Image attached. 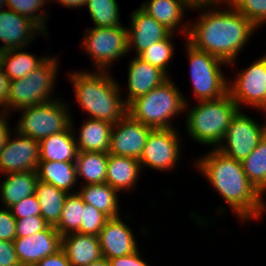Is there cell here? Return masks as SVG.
<instances>
[{
    "instance_id": "f546056e",
    "label": "cell",
    "mask_w": 266,
    "mask_h": 266,
    "mask_svg": "<svg viewBox=\"0 0 266 266\" xmlns=\"http://www.w3.org/2000/svg\"><path fill=\"white\" fill-rule=\"evenodd\" d=\"M34 194L39 201L41 216L49 226H56L68 195L54 185L38 180Z\"/></svg>"
},
{
    "instance_id": "4316f807",
    "label": "cell",
    "mask_w": 266,
    "mask_h": 266,
    "mask_svg": "<svg viewBox=\"0 0 266 266\" xmlns=\"http://www.w3.org/2000/svg\"><path fill=\"white\" fill-rule=\"evenodd\" d=\"M26 49L27 47L0 52V66L10 81L26 77L50 57V55L37 57L26 52Z\"/></svg>"
},
{
    "instance_id": "2e32d148",
    "label": "cell",
    "mask_w": 266,
    "mask_h": 266,
    "mask_svg": "<svg viewBox=\"0 0 266 266\" xmlns=\"http://www.w3.org/2000/svg\"><path fill=\"white\" fill-rule=\"evenodd\" d=\"M131 217L129 213L125 219L121 216L110 218L98 234L102 256L106 260L131 254L139 248L136 236L126 224V219L131 221Z\"/></svg>"
},
{
    "instance_id": "ffe728a7",
    "label": "cell",
    "mask_w": 266,
    "mask_h": 266,
    "mask_svg": "<svg viewBox=\"0 0 266 266\" xmlns=\"http://www.w3.org/2000/svg\"><path fill=\"white\" fill-rule=\"evenodd\" d=\"M128 62L127 97L124 98L127 106L136 98L147 94L150 90L161 85L169 77L159 68L143 61L138 56Z\"/></svg>"
},
{
    "instance_id": "44dd1931",
    "label": "cell",
    "mask_w": 266,
    "mask_h": 266,
    "mask_svg": "<svg viewBox=\"0 0 266 266\" xmlns=\"http://www.w3.org/2000/svg\"><path fill=\"white\" fill-rule=\"evenodd\" d=\"M73 121L72 117L71 128L74 132L78 151L108 153L113 124L87 118L84 119L81 127L77 130L78 133H75L76 127H74L75 123Z\"/></svg>"
},
{
    "instance_id": "681fc988",
    "label": "cell",
    "mask_w": 266,
    "mask_h": 266,
    "mask_svg": "<svg viewBox=\"0 0 266 266\" xmlns=\"http://www.w3.org/2000/svg\"><path fill=\"white\" fill-rule=\"evenodd\" d=\"M6 0H0V10L6 9Z\"/></svg>"
},
{
    "instance_id": "603a6c76",
    "label": "cell",
    "mask_w": 266,
    "mask_h": 266,
    "mask_svg": "<svg viewBox=\"0 0 266 266\" xmlns=\"http://www.w3.org/2000/svg\"><path fill=\"white\" fill-rule=\"evenodd\" d=\"M141 173L138 159L108 153L106 183L119 193L134 190Z\"/></svg>"
},
{
    "instance_id": "7bdbcfd3",
    "label": "cell",
    "mask_w": 266,
    "mask_h": 266,
    "mask_svg": "<svg viewBox=\"0 0 266 266\" xmlns=\"http://www.w3.org/2000/svg\"><path fill=\"white\" fill-rule=\"evenodd\" d=\"M35 266H71L64 250L61 248L56 253L40 260Z\"/></svg>"
},
{
    "instance_id": "b9f144b4",
    "label": "cell",
    "mask_w": 266,
    "mask_h": 266,
    "mask_svg": "<svg viewBox=\"0 0 266 266\" xmlns=\"http://www.w3.org/2000/svg\"><path fill=\"white\" fill-rule=\"evenodd\" d=\"M141 254L142 253H140V249L138 248L131 254L108 260L111 266H149L145 259L142 258Z\"/></svg>"
},
{
    "instance_id": "ba28073f",
    "label": "cell",
    "mask_w": 266,
    "mask_h": 266,
    "mask_svg": "<svg viewBox=\"0 0 266 266\" xmlns=\"http://www.w3.org/2000/svg\"><path fill=\"white\" fill-rule=\"evenodd\" d=\"M63 101L57 98L20 109L17 111L21 112L20 120L14 126L15 130L39 142L50 135L67 130L71 126L72 109L70 104Z\"/></svg>"
},
{
    "instance_id": "ab89813d",
    "label": "cell",
    "mask_w": 266,
    "mask_h": 266,
    "mask_svg": "<svg viewBox=\"0 0 266 266\" xmlns=\"http://www.w3.org/2000/svg\"><path fill=\"white\" fill-rule=\"evenodd\" d=\"M16 239V218L7 207L0 208V240L14 241Z\"/></svg>"
},
{
    "instance_id": "8d00e7d4",
    "label": "cell",
    "mask_w": 266,
    "mask_h": 266,
    "mask_svg": "<svg viewBox=\"0 0 266 266\" xmlns=\"http://www.w3.org/2000/svg\"><path fill=\"white\" fill-rule=\"evenodd\" d=\"M109 219L110 218L103 212L99 211L92 205L85 203L79 233L98 236Z\"/></svg>"
},
{
    "instance_id": "f6af8a7d",
    "label": "cell",
    "mask_w": 266,
    "mask_h": 266,
    "mask_svg": "<svg viewBox=\"0 0 266 266\" xmlns=\"http://www.w3.org/2000/svg\"><path fill=\"white\" fill-rule=\"evenodd\" d=\"M10 79L5 75L0 66V111L4 109L7 103Z\"/></svg>"
},
{
    "instance_id": "ee69618b",
    "label": "cell",
    "mask_w": 266,
    "mask_h": 266,
    "mask_svg": "<svg viewBox=\"0 0 266 266\" xmlns=\"http://www.w3.org/2000/svg\"><path fill=\"white\" fill-rule=\"evenodd\" d=\"M10 115V113L0 111V152L3 149L8 137L13 132V130L10 129V124L8 122Z\"/></svg>"
},
{
    "instance_id": "d6986e66",
    "label": "cell",
    "mask_w": 266,
    "mask_h": 266,
    "mask_svg": "<svg viewBox=\"0 0 266 266\" xmlns=\"http://www.w3.org/2000/svg\"><path fill=\"white\" fill-rule=\"evenodd\" d=\"M141 4L139 7L157 22L172 33H178L179 29V33L187 38L190 21L183 20L186 10H193L191 0H146Z\"/></svg>"
},
{
    "instance_id": "c3c4849f",
    "label": "cell",
    "mask_w": 266,
    "mask_h": 266,
    "mask_svg": "<svg viewBox=\"0 0 266 266\" xmlns=\"http://www.w3.org/2000/svg\"><path fill=\"white\" fill-rule=\"evenodd\" d=\"M87 266H111L109 260H106L105 258L99 260V261H96V262H93L92 264H89Z\"/></svg>"
},
{
    "instance_id": "7a4b0ae2",
    "label": "cell",
    "mask_w": 266,
    "mask_h": 266,
    "mask_svg": "<svg viewBox=\"0 0 266 266\" xmlns=\"http://www.w3.org/2000/svg\"><path fill=\"white\" fill-rule=\"evenodd\" d=\"M210 149L212 150L193 161L195 169L222 196L239 222L262 219L266 212L265 197L247 178L242 163L217 149Z\"/></svg>"
},
{
    "instance_id": "e575fe53",
    "label": "cell",
    "mask_w": 266,
    "mask_h": 266,
    "mask_svg": "<svg viewBox=\"0 0 266 266\" xmlns=\"http://www.w3.org/2000/svg\"><path fill=\"white\" fill-rule=\"evenodd\" d=\"M50 0H6V5L8 9L15 11L19 15L28 17L33 22H35L46 34L47 31V21L49 10L45 9L43 12L40 10L45 6V4H49ZM39 11V12H38ZM45 11V12H44Z\"/></svg>"
},
{
    "instance_id": "ac0fdd59",
    "label": "cell",
    "mask_w": 266,
    "mask_h": 266,
    "mask_svg": "<svg viewBox=\"0 0 266 266\" xmlns=\"http://www.w3.org/2000/svg\"><path fill=\"white\" fill-rule=\"evenodd\" d=\"M130 27L127 26L128 52L135 50V56L165 39L171 31L149 16L140 7L131 13Z\"/></svg>"
},
{
    "instance_id": "7c38bea8",
    "label": "cell",
    "mask_w": 266,
    "mask_h": 266,
    "mask_svg": "<svg viewBox=\"0 0 266 266\" xmlns=\"http://www.w3.org/2000/svg\"><path fill=\"white\" fill-rule=\"evenodd\" d=\"M229 81L228 92L242 110L249 106L266 114V71L264 55L251 62L249 66L237 71ZM231 82V83H230ZM244 105V106H243Z\"/></svg>"
},
{
    "instance_id": "f35d334b",
    "label": "cell",
    "mask_w": 266,
    "mask_h": 266,
    "mask_svg": "<svg viewBox=\"0 0 266 266\" xmlns=\"http://www.w3.org/2000/svg\"><path fill=\"white\" fill-rule=\"evenodd\" d=\"M16 219L41 216V208L35 194L25 197L9 208Z\"/></svg>"
},
{
    "instance_id": "8fae6325",
    "label": "cell",
    "mask_w": 266,
    "mask_h": 266,
    "mask_svg": "<svg viewBox=\"0 0 266 266\" xmlns=\"http://www.w3.org/2000/svg\"><path fill=\"white\" fill-rule=\"evenodd\" d=\"M178 128L153 129L139 159L141 170L152 168L160 172H172L181 160L182 138ZM181 151V152H180Z\"/></svg>"
},
{
    "instance_id": "cb8c5ba5",
    "label": "cell",
    "mask_w": 266,
    "mask_h": 266,
    "mask_svg": "<svg viewBox=\"0 0 266 266\" xmlns=\"http://www.w3.org/2000/svg\"><path fill=\"white\" fill-rule=\"evenodd\" d=\"M0 182V202L2 207L10 208L25 197L34 194L38 177L36 171L3 174Z\"/></svg>"
},
{
    "instance_id": "4fadbf2b",
    "label": "cell",
    "mask_w": 266,
    "mask_h": 266,
    "mask_svg": "<svg viewBox=\"0 0 266 266\" xmlns=\"http://www.w3.org/2000/svg\"><path fill=\"white\" fill-rule=\"evenodd\" d=\"M12 129L0 152V177L6 173L36 171L40 161L39 141Z\"/></svg>"
},
{
    "instance_id": "8992f818",
    "label": "cell",
    "mask_w": 266,
    "mask_h": 266,
    "mask_svg": "<svg viewBox=\"0 0 266 266\" xmlns=\"http://www.w3.org/2000/svg\"><path fill=\"white\" fill-rule=\"evenodd\" d=\"M58 64H60L59 58L51 55L26 77L11 80L7 103L2 111L13 114L14 111L57 99L53 94H55V79L59 76Z\"/></svg>"
},
{
    "instance_id": "7dc6e473",
    "label": "cell",
    "mask_w": 266,
    "mask_h": 266,
    "mask_svg": "<svg viewBox=\"0 0 266 266\" xmlns=\"http://www.w3.org/2000/svg\"><path fill=\"white\" fill-rule=\"evenodd\" d=\"M234 0H191L193 6L196 5H232Z\"/></svg>"
},
{
    "instance_id": "30bf717a",
    "label": "cell",
    "mask_w": 266,
    "mask_h": 266,
    "mask_svg": "<svg viewBox=\"0 0 266 266\" xmlns=\"http://www.w3.org/2000/svg\"><path fill=\"white\" fill-rule=\"evenodd\" d=\"M238 110L233 116L223 141L216 148L222 154L242 162L266 134V121L259 123Z\"/></svg>"
},
{
    "instance_id": "4dcf8cb0",
    "label": "cell",
    "mask_w": 266,
    "mask_h": 266,
    "mask_svg": "<svg viewBox=\"0 0 266 266\" xmlns=\"http://www.w3.org/2000/svg\"><path fill=\"white\" fill-rule=\"evenodd\" d=\"M243 171L254 187L266 195V134L242 162Z\"/></svg>"
},
{
    "instance_id": "1f68e13d",
    "label": "cell",
    "mask_w": 266,
    "mask_h": 266,
    "mask_svg": "<svg viewBox=\"0 0 266 266\" xmlns=\"http://www.w3.org/2000/svg\"><path fill=\"white\" fill-rule=\"evenodd\" d=\"M84 205L85 203L78 192L67 195L59 222L55 226L61 236L69 233H79Z\"/></svg>"
},
{
    "instance_id": "f907efd6",
    "label": "cell",
    "mask_w": 266,
    "mask_h": 266,
    "mask_svg": "<svg viewBox=\"0 0 266 266\" xmlns=\"http://www.w3.org/2000/svg\"><path fill=\"white\" fill-rule=\"evenodd\" d=\"M264 67H265V71H266V53L264 54Z\"/></svg>"
},
{
    "instance_id": "277c9868",
    "label": "cell",
    "mask_w": 266,
    "mask_h": 266,
    "mask_svg": "<svg viewBox=\"0 0 266 266\" xmlns=\"http://www.w3.org/2000/svg\"><path fill=\"white\" fill-rule=\"evenodd\" d=\"M189 102L185 103L186 133L200 145L216 149L239 110L238 105L229 92L218 99L197 101L191 108Z\"/></svg>"
},
{
    "instance_id": "5bb4252c",
    "label": "cell",
    "mask_w": 266,
    "mask_h": 266,
    "mask_svg": "<svg viewBox=\"0 0 266 266\" xmlns=\"http://www.w3.org/2000/svg\"><path fill=\"white\" fill-rule=\"evenodd\" d=\"M152 130L127 113L120 121L113 124L108 153L139 160Z\"/></svg>"
},
{
    "instance_id": "484cf974",
    "label": "cell",
    "mask_w": 266,
    "mask_h": 266,
    "mask_svg": "<svg viewBox=\"0 0 266 266\" xmlns=\"http://www.w3.org/2000/svg\"><path fill=\"white\" fill-rule=\"evenodd\" d=\"M36 173L40 181L54 185L68 194L75 193L73 189L80 184L77 181L75 162L39 161Z\"/></svg>"
},
{
    "instance_id": "7402d4cb",
    "label": "cell",
    "mask_w": 266,
    "mask_h": 266,
    "mask_svg": "<svg viewBox=\"0 0 266 266\" xmlns=\"http://www.w3.org/2000/svg\"><path fill=\"white\" fill-rule=\"evenodd\" d=\"M62 249L71 266H87L103 259L96 235L69 233L62 236Z\"/></svg>"
},
{
    "instance_id": "9c48e42d",
    "label": "cell",
    "mask_w": 266,
    "mask_h": 266,
    "mask_svg": "<svg viewBox=\"0 0 266 266\" xmlns=\"http://www.w3.org/2000/svg\"><path fill=\"white\" fill-rule=\"evenodd\" d=\"M81 44L85 53L89 55L95 71H111L113 62L120 61L129 54L127 28L92 27L85 31Z\"/></svg>"
},
{
    "instance_id": "3957f363",
    "label": "cell",
    "mask_w": 266,
    "mask_h": 266,
    "mask_svg": "<svg viewBox=\"0 0 266 266\" xmlns=\"http://www.w3.org/2000/svg\"><path fill=\"white\" fill-rule=\"evenodd\" d=\"M112 75L109 71L86 69L69 72L74 97L88 118L115 124L127 114L121 85Z\"/></svg>"
},
{
    "instance_id": "5b68a950",
    "label": "cell",
    "mask_w": 266,
    "mask_h": 266,
    "mask_svg": "<svg viewBox=\"0 0 266 266\" xmlns=\"http://www.w3.org/2000/svg\"><path fill=\"white\" fill-rule=\"evenodd\" d=\"M186 100L188 99L184 97L172 77H169L147 94L134 99L127 106V113L134 120L152 129L176 128L171 122L185 112Z\"/></svg>"
},
{
    "instance_id": "52a82bcc",
    "label": "cell",
    "mask_w": 266,
    "mask_h": 266,
    "mask_svg": "<svg viewBox=\"0 0 266 266\" xmlns=\"http://www.w3.org/2000/svg\"><path fill=\"white\" fill-rule=\"evenodd\" d=\"M185 49L195 100H214L227 94L230 78L225 77L222 67H229V64L214 55L195 49L187 41Z\"/></svg>"
},
{
    "instance_id": "83f0119b",
    "label": "cell",
    "mask_w": 266,
    "mask_h": 266,
    "mask_svg": "<svg viewBox=\"0 0 266 266\" xmlns=\"http://www.w3.org/2000/svg\"><path fill=\"white\" fill-rule=\"evenodd\" d=\"M76 190L84 203H88L99 211L103 212L109 218L121 216L119 205V192L113 189L109 184H91L82 185Z\"/></svg>"
},
{
    "instance_id": "bcb514c9",
    "label": "cell",
    "mask_w": 266,
    "mask_h": 266,
    "mask_svg": "<svg viewBox=\"0 0 266 266\" xmlns=\"http://www.w3.org/2000/svg\"><path fill=\"white\" fill-rule=\"evenodd\" d=\"M88 0H50V2H57L61 5V7L69 8V9H80L86 5ZM79 7V8H78Z\"/></svg>"
},
{
    "instance_id": "e0dca14e",
    "label": "cell",
    "mask_w": 266,
    "mask_h": 266,
    "mask_svg": "<svg viewBox=\"0 0 266 266\" xmlns=\"http://www.w3.org/2000/svg\"><path fill=\"white\" fill-rule=\"evenodd\" d=\"M13 242L21 266H35L62 248V236L54 226L30 236L16 238Z\"/></svg>"
},
{
    "instance_id": "d590c367",
    "label": "cell",
    "mask_w": 266,
    "mask_h": 266,
    "mask_svg": "<svg viewBox=\"0 0 266 266\" xmlns=\"http://www.w3.org/2000/svg\"><path fill=\"white\" fill-rule=\"evenodd\" d=\"M232 6L257 28L266 24V0H234Z\"/></svg>"
},
{
    "instance_id": "60d3db41",
    "label": "cell",
    "mask_w": 266,
    "mask_h": 266,
    "mask_svg": "<svg viewBox=\"0 0 266 266\" xmlns=\"http://www.w3.org/2000/svg\"><path fill=\"white\" fill-rule=\"evenodd\" d=\"M0 266H21L13 241L0 240Z\"/></svg>"
},
{
    "instance_id": "6da1fadb",
    "label": "cell",
    "mask_w": 266,
    "mask_h": 266,
    "mask_svg": "<svg viewBox=\"0 0 266 266\" xmlns=\"http://www.w3.org/2000/svg\"><path fill=\"white\" fill-rule=\"evenodd\" d=\"M192 9L203 12H199L198 18L189 23L185 40L195 49L234 66L258 28L232 5H196Z\"/></svg>"
},
{
    "instance_id": "836d02e7",
    "label": "cell",
    "mask_w": 266,
    "mask_h": 266,
    "mask_svg": "<svg viewBox=\"0 0 266 266\" xmlns=\"http://www.w3.org/2000/svg\"><path fill=\"white\" fill-rule=\"evenodd\" d=\"M177 33H170L165 39L154 43L141 52L138 57L162 70L168 77L169 63L174 57L175 44L173 39Z\"/></svg>"
},
{
    "instance_id": "f1b7e54d",
    "label": "cell",
    "mask_w": 266,
    "mask_h": 266,
    "mask_svg": "<svg viewBox=\"0 0 266 266\" xmlns=\"http://www.w3.org/2000/svg\"><path fill=\"white\" fill-rule=\"evenodd\" d=\"M77 181L83 178L82 185L106 182L108 153L78 151L76 158Z\"/></svg>"
},
{
    "instance_id": "d4e9b609",
    "label": "cell",
    "mask_w": 266,
    "mask_h": 266,
    "mask_svg": "<svg viewBox=\"0 0 266 266\" xmlns=\"http://www.w3.org/2000/svg\"><path fill=\"white\" fill-rule=\"evenodd\" d=\"M39 151L40 161L75 162L78 149L71 126L42 139L39 142Z\"/></svg>"
},
{
    "instance_id": "d6a6232c",
    "label": "cell",
    "mask_w": 266,
    "mask_h": 266,
    "mask_svg": "<svg viewBox=\"0 0 266 266\" xmlns=\"http://www.w3.org/2000/svg\"><path fill=\"white\" fill-rule=\"evenodd\" d=\"M87 7L94 27L124 26L120 20L117 0H88Z\"/></svg>"
},
{
    "instance_id": "9a60e30c",
    "label": "cell",
    "mask_w": 266,
    "mask_h": 266,
    "mask_svg": "<svg viewBox=\"0 0 266 266\" xmlns=\"http://www.w3.org/2000/svg\"><path fill=\"white\" fill-rule=\"evenodd\" d=\"M38 36H49L28 17L11 9L0 10V52L31 46Z\"/></svg>"
},
{
    "instance_id": "74e56055",
    "label": "cell",
    "mask_w": 266,
    "mask_h": 266,
    "mask_svg": "<svg viewBox=\"0 0 266 266\" xmlns=\"http://www.w3.org/2000/svg\"><path fill=\"white\" fill-rule=\"evenodd\" d=\"M48 223L42 216H32L16 219V238H22L46 230Z\"/></svg>"
}]
</instances>
